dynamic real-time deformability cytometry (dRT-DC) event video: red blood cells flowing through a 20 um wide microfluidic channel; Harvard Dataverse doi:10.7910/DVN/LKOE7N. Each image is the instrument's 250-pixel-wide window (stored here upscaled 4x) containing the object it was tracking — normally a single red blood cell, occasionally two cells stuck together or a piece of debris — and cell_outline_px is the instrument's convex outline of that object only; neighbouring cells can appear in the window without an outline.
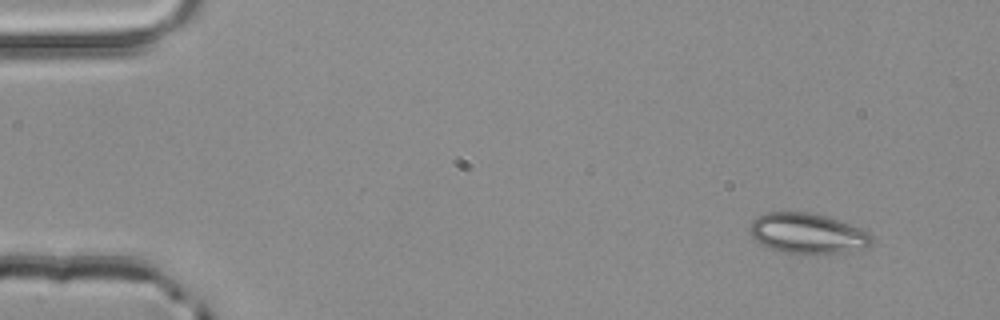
{"species": "common noctule bat (a hibernating species)", "species_latin": "Nyctalus noctula", "temperature_condition": "room temperature", "stored_images_in_passage": 3, "camera_frame_rate_fps": 3000, "um_per_image_px": 0.085, "animal": {"sex": "male", "body_mass_g": 20.4}, "frame": {"image": 1, "passage_image": 1, "time_ms": 0.0, "image_size_px": [1000, 320], "cell_outline_px": [[872, 244], [864, 248], [848, 252], [784, 252], [760, 244], [748, 232], [748, 228], [752, 220], [756, 216], [764, 212], [808, 212], [840, 220], [860, 228], [868, 232], [872, 236]], "centroid_in_image_um": [68.61, 19.81], "position_along_channel_um": 16.4, "area_um2": 28.38}}